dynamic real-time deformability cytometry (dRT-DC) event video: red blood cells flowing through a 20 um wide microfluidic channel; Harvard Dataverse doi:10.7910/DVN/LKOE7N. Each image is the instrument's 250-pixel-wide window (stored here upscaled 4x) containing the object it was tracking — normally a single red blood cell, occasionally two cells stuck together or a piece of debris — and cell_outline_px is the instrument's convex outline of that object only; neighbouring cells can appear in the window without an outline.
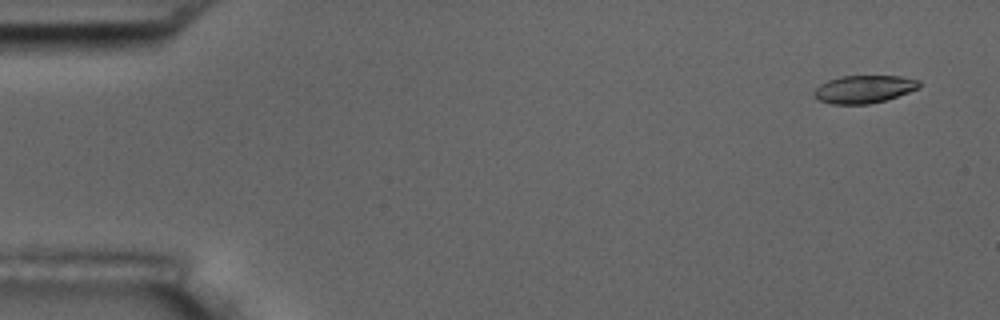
{"species": "common noctule bat (a hibernating species)", "species_latin": "Nyctalus noctula", "temperature_condition": "room temperature", "stored_images_in_passage": 6, "camera_frame_rate_fps": 3000, "um_per_image_px": 0.085, "animal": {"sex": "male", "body_mass_g": 17.5, "forearm_length_mm": 52.3}, "frame": {"image": 1, "passage_image": 1, "time_ms": 0.0, "image_size_px": [1000, 320], "cell_outline_px": [[920, 88], [884, 100], [868, 104], [832, 104], [820, 100], [812, 92], [820, 84], [828, 80], [840, 76], [900, 76], [920, 80]], "centroid_in_image_um": [73.44, 7.57], "position_along_channel_um": 11.6, "area_um2": 16.88}}
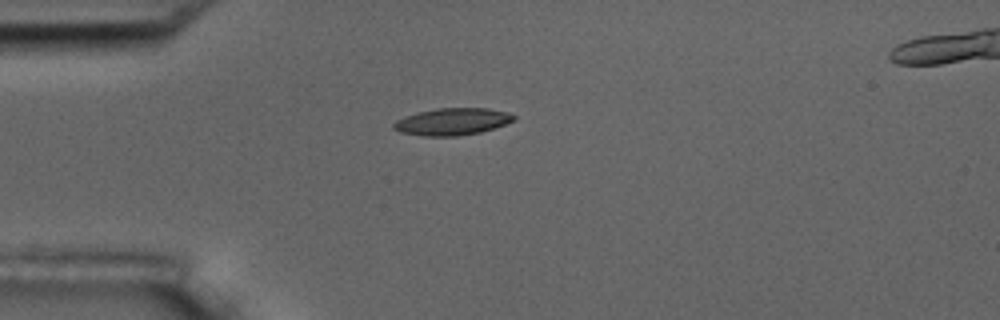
{"frame": {"image": 2, "passage_image": 4, "time_ms": 1.0, "image_size_px": [1000, 320], "cell_outline_px": [[516, 120], [480, 132], [456, 136], [424, 136], [400, 132], [392, 128], [392, 124], [396, 120], [404, 116], [436, 108], [488, 108], [508, 112], [516, 116]], "centroid_in_image_um": [38.43, 10.33], "position_along_channel_um": 46.6, "area_um2": 18.9}}